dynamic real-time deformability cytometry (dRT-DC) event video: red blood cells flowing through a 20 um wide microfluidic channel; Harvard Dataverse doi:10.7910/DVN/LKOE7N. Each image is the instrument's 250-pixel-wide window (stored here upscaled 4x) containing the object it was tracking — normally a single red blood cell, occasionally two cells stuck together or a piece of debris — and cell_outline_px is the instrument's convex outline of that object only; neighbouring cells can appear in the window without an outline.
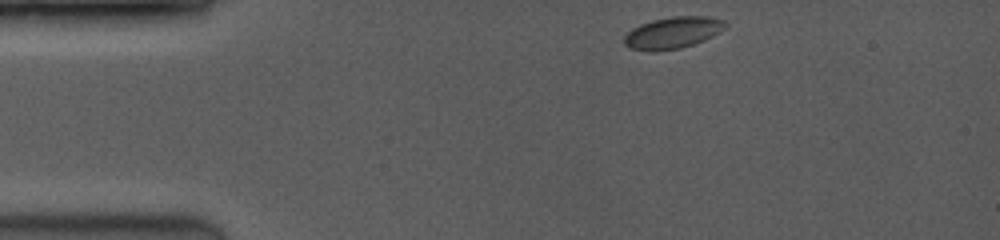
{"species": "common noctule bat (a hibernating species)", "species_latin": "Nyctalus noctula", "temperature_condition": "room temperature", "stored_images_in_passage": 44, "camera_frame_rate_fps": 3500, "um_per_image_px": 0.085, "animal": {"sex": "female", "body_mass_g": 19.0, "forearm_length_mm": 53.3}, "frame": {"image": 1, "passage_image": 1, "time_ms": 0.0, "image_size_px": [1000, 240], "cell_outline_px": [[728, 28], [704, 40], [680, 48], [656, 52], [648, 52], [628, 48], [624, 44], [624, 36], [632, 28], [640, 24], [652, 20], [672, 16], [708, 16], [724, 20], [728, 24]], "centroid_in_image_um": [57.18, 2.78], "position_along_channel_um": 27.8, "area_um2": 19.02}}
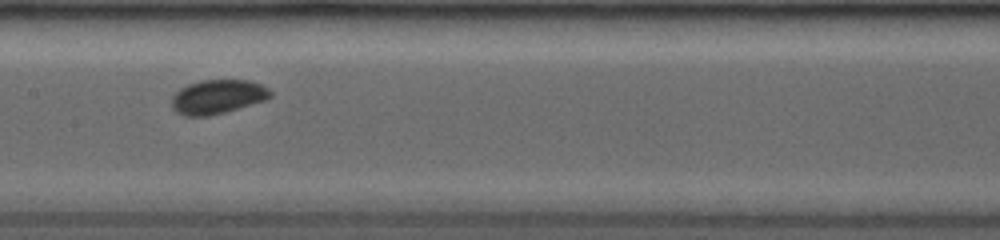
{"frame": {"image": 2, "passage_image": 20, "time_ms": 5.429, "image_size_px": [1000, 240], "cell_outline_px": [[272, 96], [264, 100], [224, 112], [208, 116], [184, 116], [176, 112], [172, 108], [172, 96], [180, 88], [188, 84], [200, 80], [248, 80], [260, 84], [268, 88], [272, 92]], "centroid_in_image_um": [18.47, 8.22], "position_along_channel_um": 188.9, "area_um2": 19.54}}
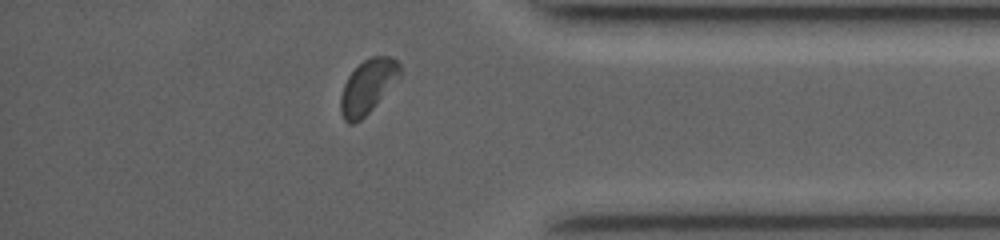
{"frame": {"image": 3, "passage_image": 39, "time_ms": 10.857, "image_size_px": [1000, 240], "cell_outline_px": [[400, 76], [372, 108], [360, 120], [352, 124], [348, 124], [344, 120], [340, 112], [340, 96], [344, 84], [348, 76], [364, 60], [372, 56], [392, 56], [400, 64]], "centroid_in_image_um": [31.23, 7.35], "position_along_channel_um": 404.0, "area_um2": 18.32}, "authors_computed_cell_mechanics": {"area_um2": 18.8428, "velocity_mm_per_s": 4.0809, "shape_relaxation_time_tau1_ms": 4.754, "shape_relaxation_time_tau2_ms": null, "deformation_change_tau1": 0.0739, "deformation_change_tau2": null}}